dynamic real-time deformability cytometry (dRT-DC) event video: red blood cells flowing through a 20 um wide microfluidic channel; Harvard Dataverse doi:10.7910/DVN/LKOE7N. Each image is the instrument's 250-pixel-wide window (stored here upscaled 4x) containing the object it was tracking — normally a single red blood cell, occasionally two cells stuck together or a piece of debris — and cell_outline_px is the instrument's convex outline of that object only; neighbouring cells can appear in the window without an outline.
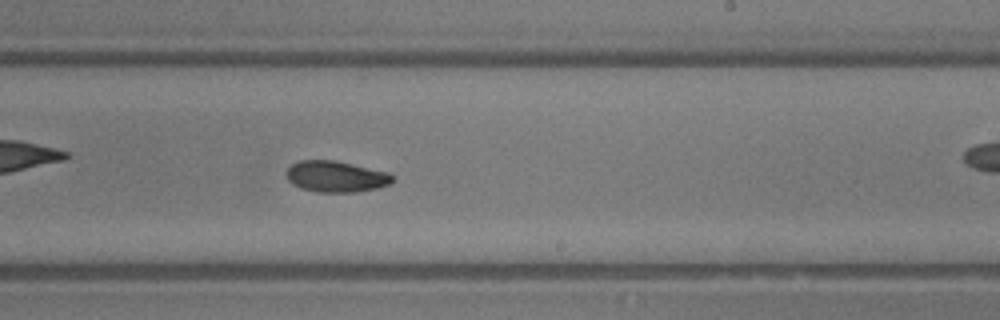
{"species": "common noctule bat (a hibernating species)", "species_latin": "Nyctalus noctula", "temperature_condition": "room temperature", "stored_images_in_passage": 43, "camera_frame_rate_fps": 3000, "um_per_image_px": 0.085, "animal": {"sex": "male", "body_mass_g": 13.3}, "frame": {"image": 1, "passage_image": 25, "time_ms": 8.0, "image_size_px": [1000, 320], "cell_outline_px": [[392, 184], [376, 188], [356, 192], [316, 192], [300, 188], [292, 184], [288, 180], [288, 168], [292, 164], [300, 160], [336, 160], [388, 172], [392, 176]], "centroid_in_image_um": [28.56, 15.01], "position_along_channel_um": 260.4, "area_um2": 19.25}}